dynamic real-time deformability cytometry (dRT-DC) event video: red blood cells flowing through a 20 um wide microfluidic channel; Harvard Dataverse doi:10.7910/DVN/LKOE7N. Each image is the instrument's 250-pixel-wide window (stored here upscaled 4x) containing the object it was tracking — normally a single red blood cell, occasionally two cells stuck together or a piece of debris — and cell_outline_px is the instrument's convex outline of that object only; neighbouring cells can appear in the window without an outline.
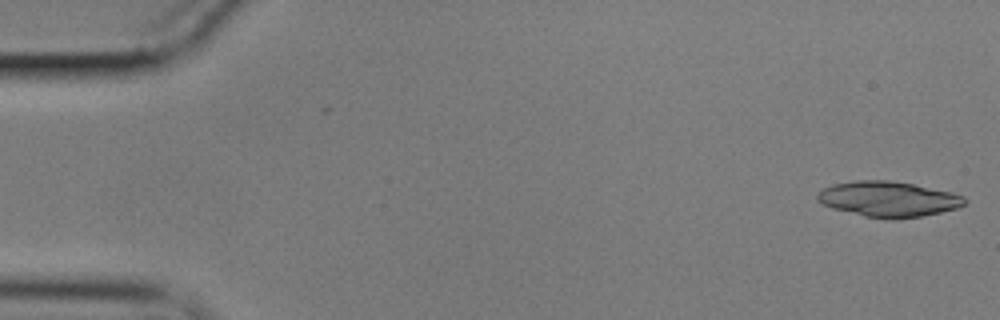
{"species": "common noctule bat (a hibernating species)", "species_latin": "Nyctalus noctula", "temperature_condition": "cold", "stored_images_in_passage": 16, "camera_frame_rate_fps": 3000, "um_per_image_px": 0.085, "animal": {"sex": "male", "body_mass_g": 17.9}, "frame": {"image": 1, "passage_image": 1, "time_ms": 0.0, "image_size_px": [1000, 320], "cell_outline_px": [[968, 200], [964, 204], [956, 208], [940, 212], [920, 216], [896, 220], [888, 220], [864, 216], [832, 208], [816, 200], [816, 196], [824, 188], [832, 184], [856, 180], [888, 180], [912, 184], [952, 192], [964, 196]], "centroid_in_image_um": [75.51, 16.93], "position_along_channel_um": 9.5, "area_um2": 30.4}}
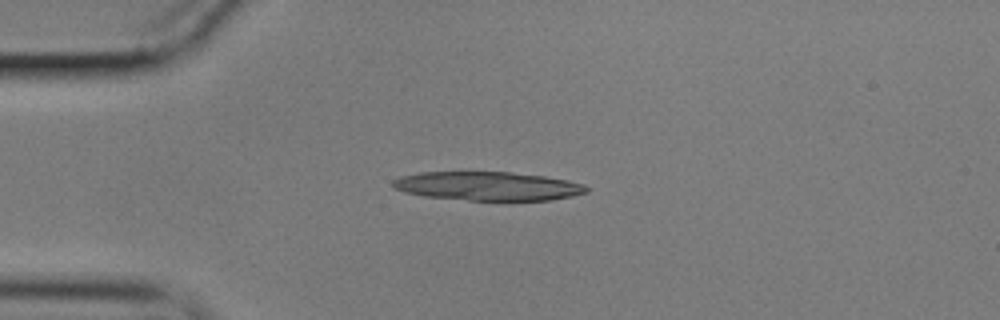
{"frame": {"image": 2, "passage_image": 13, "time_ms": 4.0, "image_size_px": [1000, 320], "cell_outline_px": [[588, 192], [572, 196], [552, 200], [468, 200], [424, 196], [404, 192], [396, 188], [392, 184], [392, 180], [400, 176], [420, 172], [512, 172], [544, 176], [568, 180], [584, 184], [588, 188]], "centroid_in_image_um": [41.48, 15.81], "position_along_channel_um": 43.5, "area_um2": 32.48}}